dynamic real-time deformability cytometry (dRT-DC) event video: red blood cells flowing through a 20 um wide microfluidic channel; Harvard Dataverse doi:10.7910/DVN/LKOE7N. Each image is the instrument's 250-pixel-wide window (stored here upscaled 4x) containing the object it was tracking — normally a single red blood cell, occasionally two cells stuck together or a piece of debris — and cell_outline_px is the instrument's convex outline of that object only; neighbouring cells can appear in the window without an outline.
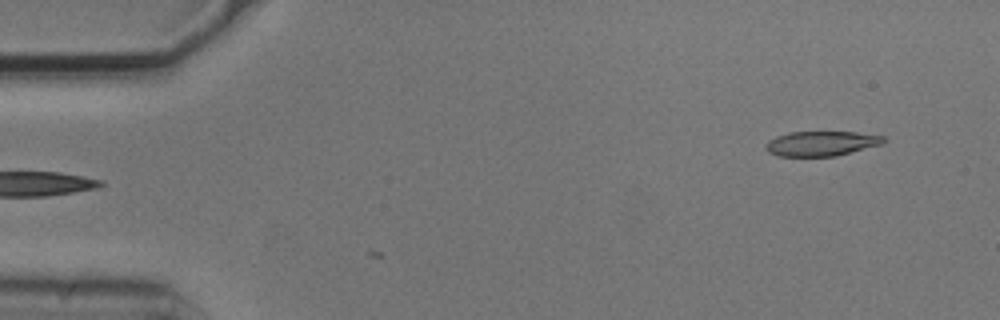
{"species": "common noctule bat (a hibernating species)", "species_latin": "Nyctalus noctula", "temperature_condition": "cold", "stored_images_in_passage": 4, "segment_of_instrument_passage": [2, 2], "camera_frame_rate_fps": 3000, "um_per_image_px": 0.085, "animal": {"sex": "male", "body_mass_g": 20.5, "forearm_length_mm": 52.5}, "frame": {"image": 1, "passage_image": 4, "time_ms": 1.0, "image_size_px": [1000, 320], "cell_outline_px": [[884, 144], [836, 156], [776, 156], [768, 152], [764, 148], [764, 144], [768, 140], [776, 136], [788, 132], [856, 132], [884, 136]], "centroid_in_image_um": [69.78, 12.2], "position_along_channel_um": 15.2, "area_um2": 17.22}}